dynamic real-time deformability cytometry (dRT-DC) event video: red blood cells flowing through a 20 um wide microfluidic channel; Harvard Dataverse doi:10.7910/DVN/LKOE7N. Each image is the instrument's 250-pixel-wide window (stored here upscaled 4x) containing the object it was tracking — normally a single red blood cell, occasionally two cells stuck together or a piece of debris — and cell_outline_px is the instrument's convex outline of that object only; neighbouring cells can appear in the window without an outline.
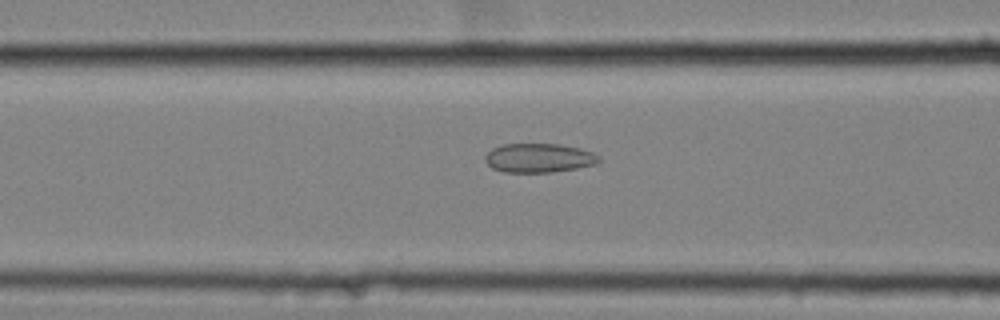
{"species": "common noctule bat (a hibernating species)", "species_latin": "Nyctalus noctula", "temperature_condition": "cold", "stored_images_in_passage": 37, "camera_frame_rate_fps": 3000, "um_per_image_px": 0.085, "animal": {"sex": "female", "body_mass_g": 25.1}, "frame": {"image": 1, "passage_image": 9, "time_ms": 2.667, "image_size_px": [1000, 320], "cell_outline_px": [[600, 160], [596, 164], [576, 168], [548, 172], [504, 172], [492, 168], [484, 160], [484, 156], [492, 148], [504, 144], [560, 144], [580, 148], [592, 152], [600, 156]], "centroid_in_image_um": [45.79, 13.42], "position_along_channel_um": 120.8, "area_um2": 19.25}}
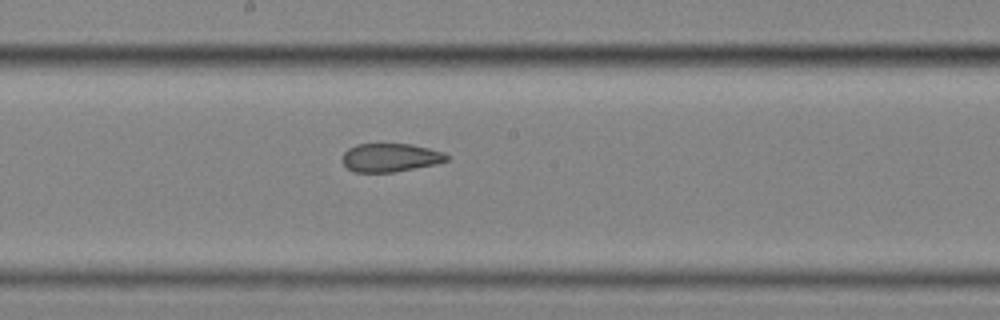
{"frame": {"image": 2, "passage_image": 17, "time_ms": 5.333, "image_size_px": [1000, 320], "cell_outline_px": [[452, 156], [448, 160], [436, 164], [396, 172], [356, 172], [348, 168], [340, 160], [344, 152], [348, 148], [356, 144], [412, 144], [444, 152]], "centroid_in_image_um": [33.2, 13.39], "position_along_channel_um": 215.0, "area_um2": 17.51}}
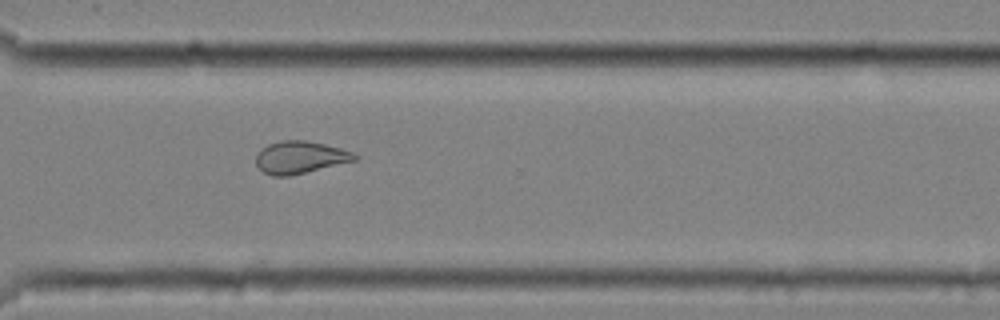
{"frame": {"image": 3, "passage_image": 28, "time_ms": 9.0, "image_size_px": [1000, 320], "cell_outline_px": [[360, 156], [356, 160], [288, 176], [272, 176], [264, 172], [256, 164], [256, 152], [260, 148], [268, 144], [280, 140], [304, 140], [324, 144], [340, 148], [352, 152]], "centroid_in_image_um": [25.47, 13.36], "position_along_channel_um": 345.1, "area_um2": 18.55}, "authors_computed_cell_mechanics": {"area_um2": 18.6694, "velocity_mm_per_s": 3.538, "shape_relaxation_time_tau1_ms": null, "shape_relaxation_time_tau2_ms": 1.7001, "deformation_change_tau1": null, "deformation_change_tau2": 0.0766}}